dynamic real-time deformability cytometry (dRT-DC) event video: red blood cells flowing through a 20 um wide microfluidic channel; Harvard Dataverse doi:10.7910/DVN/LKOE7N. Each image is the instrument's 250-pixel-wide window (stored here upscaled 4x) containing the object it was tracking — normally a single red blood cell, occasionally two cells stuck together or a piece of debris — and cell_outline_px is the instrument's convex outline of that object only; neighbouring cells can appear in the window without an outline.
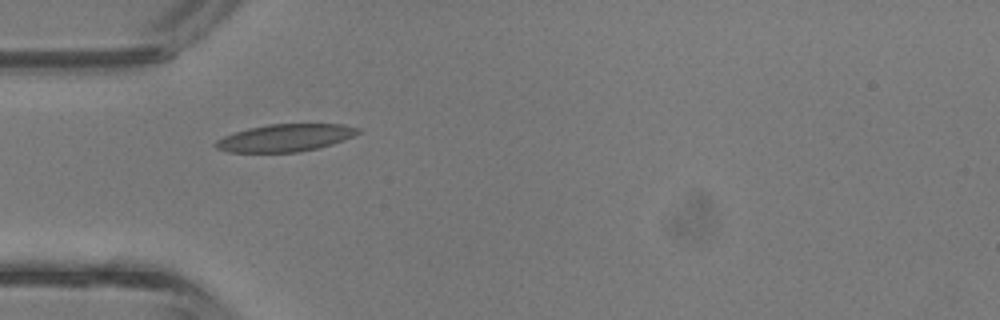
{"species": "common noctule bat (a hibernating species)", "species_latin": "Nyctalus noctula", "temperature_condition": "room temperature", "stored_images_in_passage": 30, "camera_frame_rate_fps": 3000, "um_per_image_px": 0.085, "animal": {"sex": "male", "body_mass_g": 13.3}, "frame": {"image": 1, "passage_image": 1, "time_ms": 0.0, "image_size_px": [1000, 320], "cell_outline_px": [[360, 132], [344, 140], [332, 144], [300, 152], [228, 152], [216, 148], [212, 144], [216, 140], [224, 136], [248, 128], [268, 124], [344, 124], [360, 128]], "centroid_in_image_um": [24.23, 11.71], "position_along_channel_um": 60.8, "area_um2": 22.72}}
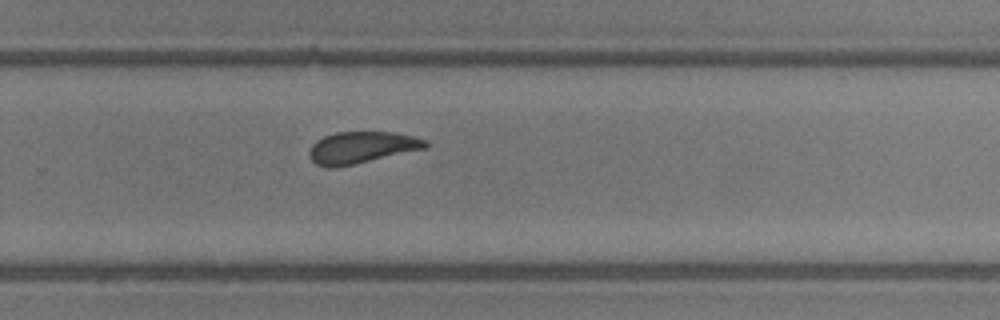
{"frame": {"image": 2, "passage_image": 16, "time_ms": 5.0, "image_size_px": [1000, 320], "cell_outline_px": [[428, 148], [352, 164], [328, 168], [316, 164], [308, 156], [308, 152], [312, 144], [316, 140], [324, 136], [336, 132], [392, 132], [412, 136], [428, 140]], "centroid_in_image_um": [30.73, 12.52], "position_along_channel_um": 299.1, "area_um2": 21.39}}
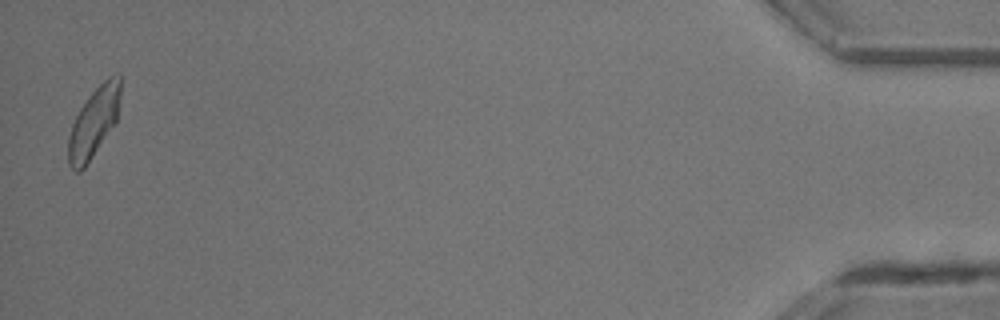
{"frame": {"image": 3, "passage_image": 30, "time_ms": 9.667, "image_size_px": [1000, 320], "cell_outline_px": [[120, 96], [116, 124], [84, 168], [80, 172], [76, 172], [68, 164], [68, 136], [72, 124], [80, 108], [88, 96], [108, 76], [120, 76]], "centroid_in_image_um": [7.97, 10.44], "position_along_channel_um": 427.2, "area_um2": 21.15}, "authors_computed_cell_mechanics": {"area_um2": 21.6461, "velocity_mm_per_s": 4.8093, "shape_relaxation_time_tau1_ms": 2.5955, "shape_relaxation_time_tau2_ms": 2.177, "deformation_change_tau1": 0.1041, "deformation_change_tau2": 0.0598}}